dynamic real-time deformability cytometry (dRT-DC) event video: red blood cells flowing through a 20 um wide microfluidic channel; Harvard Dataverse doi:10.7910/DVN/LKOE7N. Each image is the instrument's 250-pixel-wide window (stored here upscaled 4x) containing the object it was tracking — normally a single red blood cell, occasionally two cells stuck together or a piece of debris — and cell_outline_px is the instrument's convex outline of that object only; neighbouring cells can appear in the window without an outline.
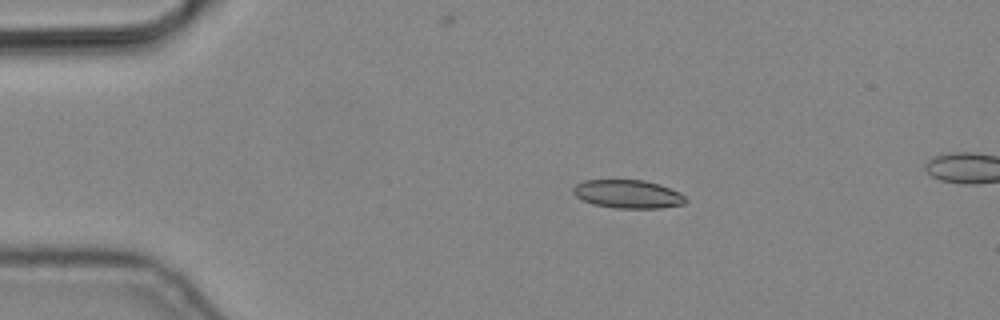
{"species": "common noctule bat (a hibernating species)", "species_latin": "Nyctalus noctula", "temperature_condition": "cold", "stored_images_in_passage": 5, "segment_of_instrument_passage": [1, 2], "camera_frame_rate_fps": 3000, "um_per_image_px": 0.085, "animal": {"sex": "male", "body_mass_g": 19.2, "forearm_length_mm": 51.8}, "frame": {"image": 1, "passage_image": 3, "time_ms": 0.667, "image_size_px": [1000, 320], "cell_outline_px": [[688, 200], [684, 204], [660, 208], [616, 208], [592, 204], [576, 196], [572, 192], [572, 188], [576, 184], [584, 180], [644, 180], [660, 184], [680, 192]], "centroid_in_image_um": [53.38, 16.49], "position_along_channel_um": 31.6, "area_um2": 18.67}}